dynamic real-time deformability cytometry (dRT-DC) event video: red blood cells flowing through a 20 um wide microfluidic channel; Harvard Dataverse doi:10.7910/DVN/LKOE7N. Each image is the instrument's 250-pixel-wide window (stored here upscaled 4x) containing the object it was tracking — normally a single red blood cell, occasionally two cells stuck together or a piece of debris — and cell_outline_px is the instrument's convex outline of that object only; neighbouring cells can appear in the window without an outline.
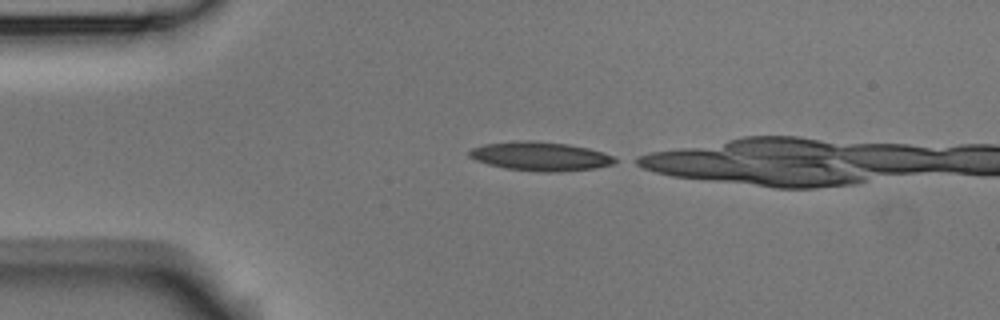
{"species": "Egyptian fruit bat (a non-hibernating species)", "species_latin": "Rousettus aegyptiacus", "temperature_condition": "room temperature", "stored_images_in_passage": 2, "camera_frame_rate_fps": 3000, "um_per_image_px": 0.085, "animal": {"sex": "male"}, "frame": {"image": 1, "passage_image": 1, "time_ms": 0.0, "image_size_px": [1000, 320], "cell_outline_px": [[620, 160], [616, 164], [596, 168], [560, 172], [544, 172], [504, 168], [488, 164], [476, 160], [468, 156], [468, 152], [472, 148], [484, 144], [520, 140], [532, 140], [568, 144], [588, 148], [604, 152]], "centroid_in_image_um": [45.97, 13.29], "position_along_channel_um": 39.0, "area_um2": 24.8}}